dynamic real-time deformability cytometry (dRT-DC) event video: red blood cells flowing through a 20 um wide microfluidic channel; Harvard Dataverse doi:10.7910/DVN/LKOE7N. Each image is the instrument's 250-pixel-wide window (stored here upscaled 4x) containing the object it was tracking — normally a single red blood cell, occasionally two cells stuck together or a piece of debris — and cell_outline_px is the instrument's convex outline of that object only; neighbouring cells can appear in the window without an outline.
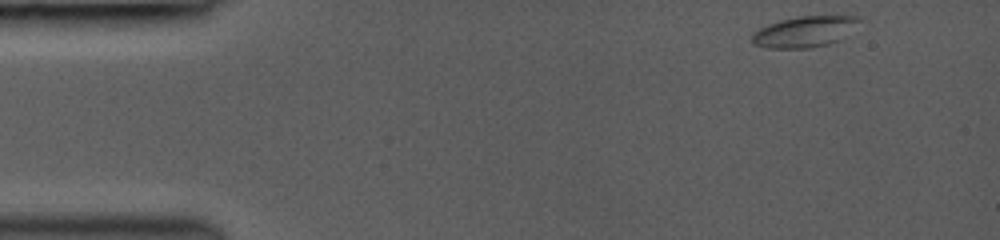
{"species": "common noctule bat (a hibernating species)", "species_latin": "Nyctalus noctula", "temperature_condition": "room temperature", "stored_images_in_passage": 23, "camera_frame_rate_fps": 3000, "um_per_image_px": 0.085, "animal": {"sex": "female", "body_mass_g": 19.0, "forearm_length_mm": 53.3}, "frame": {"image": 1, "passage_image": 1, "time_ms": 0.0, "image_size_px": [1000, 240], "cell_outline_px": [[860, 20], [840, 40], [828, 44], [808, 48], [768, 48], [752, 44], [752, 32], [768, 24], [780, 20], [800, 16], [860, 16]], "centroid_in_image_um": [68.33, 2.7], "position_along_channel_um": 16.7, "area_um2": 19.13}}
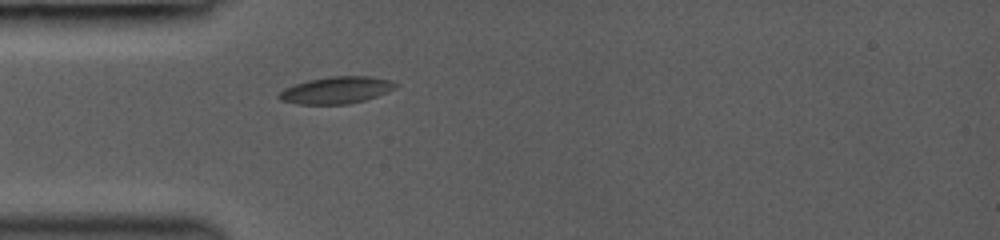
{"frame": {"image": 2, "passage_image": 17, "time_ms": 3.333, "image_size_px": [1000, 240], "cell_outline_px": [[400, 84], [396, 88], [388, 92], [364, 100], [348, 104], [296, 104], [280, 100], [276, 96], [284, 88], [308, 80], [332, 76], [372, 76], [392, 80]], "centroid_in_image_um": [28.62, 7.66], "position_along_channel_um": 56.4, "area_um2": 18.44}}
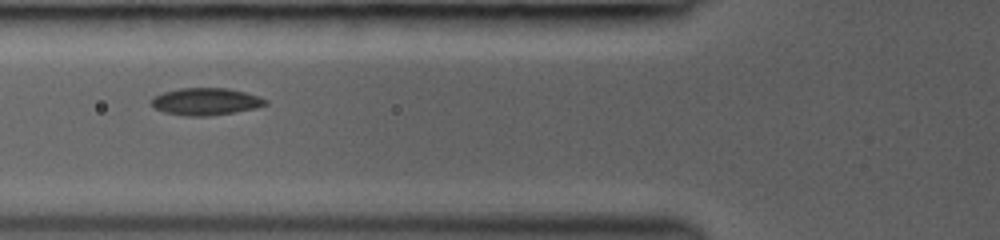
{"frame": {"image": 3, "passage_image": 22, "time_ms": 4.667, "image_size_px": [1000, 240], "cell_outline_px": [[268, 104], [256, 108], [236, 112], [208, 116], [184, 116], [164, 112], [156, 108], [152, 104], [152, 96], [164, 92], [180, 88], [228, 88], [244, 92], [268, 100]], "centroid_in_image_um": [17.49, 8.64], "position_along_channel_um": 108.3, "area_um2": 18.03}}